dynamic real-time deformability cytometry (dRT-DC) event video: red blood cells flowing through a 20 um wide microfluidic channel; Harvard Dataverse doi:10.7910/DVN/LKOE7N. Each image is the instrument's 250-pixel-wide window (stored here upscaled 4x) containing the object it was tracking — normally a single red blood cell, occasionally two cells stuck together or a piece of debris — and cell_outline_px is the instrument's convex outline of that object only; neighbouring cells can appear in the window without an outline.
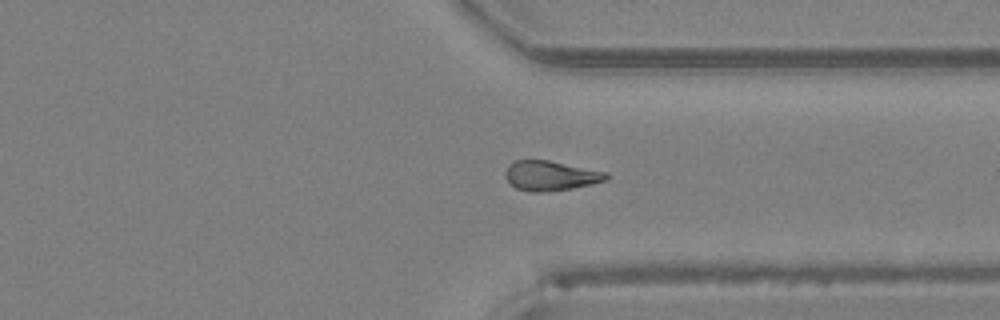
{"species": "Egyptian fruit bat (a non-hibernating species)", "species_latin": "Rousettus aegyptiacus", "temperature_condition": "room temperature", "stored_images_in_passage": 31, "camera_frame_rate_fps": 3000, "um_per_image_px": 0.085, "animal": {"sex": "female"}, "frame": {"image": 1, "passage_image": 27, "time_ms": 8.667, "image_size_px": [1000, 320], "cell_outline_px": [[608, 180], [592, 184], [572, 188], [548, 192], [528, 192], [516, 188], [508, 180], [504, 172], [508, 164], [516, 160], [548, 160], [608, 172]], "centroid_in_image_um": [46.81, 14.94], "position_along_channel_um": 364.6, "area_um2": 17.63}}